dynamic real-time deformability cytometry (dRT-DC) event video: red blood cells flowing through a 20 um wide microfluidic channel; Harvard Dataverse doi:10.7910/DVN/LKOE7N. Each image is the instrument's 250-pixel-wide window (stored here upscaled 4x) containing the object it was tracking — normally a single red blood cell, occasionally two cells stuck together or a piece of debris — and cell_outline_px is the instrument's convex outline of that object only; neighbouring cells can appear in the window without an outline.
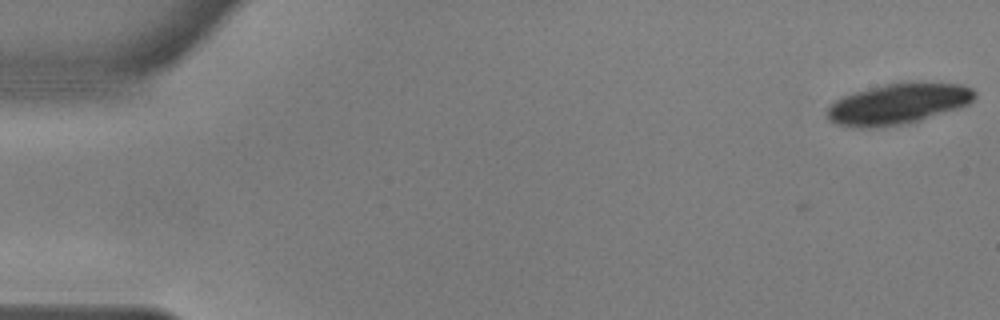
{"species": "common noctule bat (a hibernating species)", "species_latin": "Nyctalus noctula", "temperature_condition": "warm", "stored_images_in_passage": 2, "camera_frame_rate_fps": 3000, "um_per_image_px": 0.085, "animal": {"sex": "male", "body_mass_g": 17.9, "forearm_length_mm": 54.2}, "frame": {"image": 1, "passage_image": 2, "time_ms": 0.333, "image_size_px": [1000, 320], "cell_outline_px": [[976, 96], [968, 104], [960, 108], [908, 124], [872, 128], [856, 128], [836, 124], [828, 120], [828, 108], [840, 96], [884, 84], [904, 80], [920, 80], [960, 84], [972, 88], [976, 92]], "centroid_in_image_um": [76.38, 8.8], "position_along_channel_um": 8.6, "area_um2": 36.01}}